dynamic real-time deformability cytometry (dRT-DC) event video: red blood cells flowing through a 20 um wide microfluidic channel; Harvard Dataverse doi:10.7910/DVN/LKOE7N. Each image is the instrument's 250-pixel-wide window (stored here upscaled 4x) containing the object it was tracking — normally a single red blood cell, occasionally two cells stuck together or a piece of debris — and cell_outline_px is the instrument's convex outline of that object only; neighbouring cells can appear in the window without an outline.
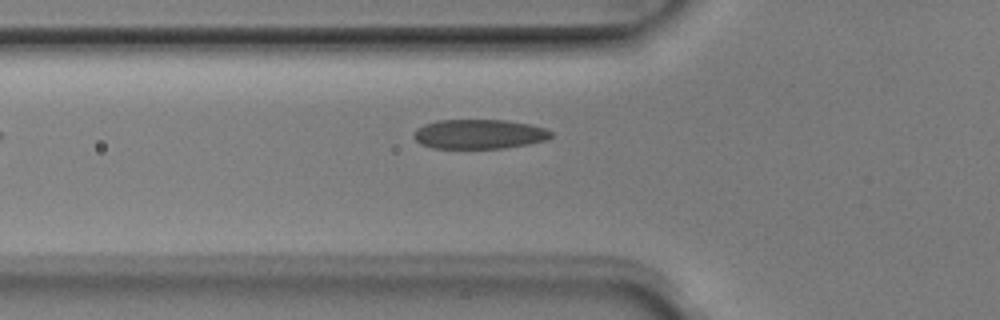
{"species": "Egyptian fruit bat (a non-hibernating species)", "species_latin": "Rousettus aegyptiacus", "temperature_condition": "room temperature", "stored_images_in_passage": 5, "camera_frame_rate_fps": 3000, "um_per_image_px": 0.085, "animal": {"sex": "male"}, "frame": {"image": 1, "passage_image": 5, "time_ms": 1.333, "image_size_px": [1000, 320], "cell_outline_px": [[552, 136], [544, 140], [528, 144], [504, 148], [432, 148], [420, 144], [412, 136], [416, 128], [424, 124], [436, 120], [508, 120], [528, 124], [544, 128], [552, 132]], "centroid_in_image_um": [40.68, 11.39], "position_along_channel_um": 85.1, "area_um2": 23.64}}